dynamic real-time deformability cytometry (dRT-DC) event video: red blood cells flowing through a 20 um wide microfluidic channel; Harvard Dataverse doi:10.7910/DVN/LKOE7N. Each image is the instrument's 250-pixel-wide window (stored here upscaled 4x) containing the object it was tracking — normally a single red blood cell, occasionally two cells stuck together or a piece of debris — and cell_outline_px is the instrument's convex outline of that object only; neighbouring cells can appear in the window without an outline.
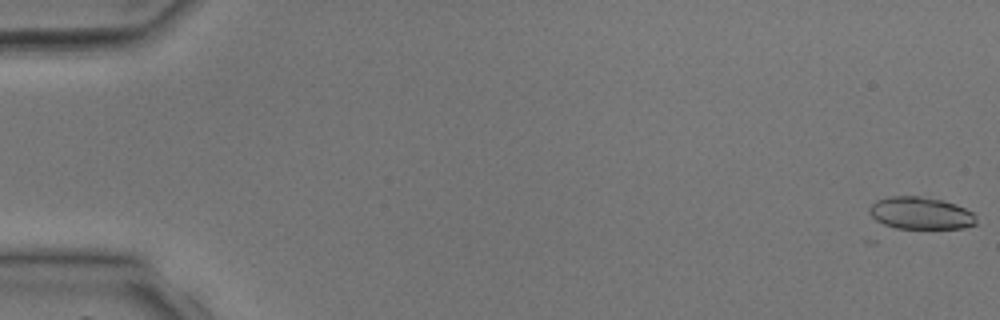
{"species": "common noctule bat (a hibernating species)", "species_latin": "Nyctalus noctula", "temperature_condition": "room temperature", "stored_images_in_passage": 5, "camera_frame_rate_fps": 3000, "um_per_image_px": 0.085, "animal": {"sex": "male", "body_mass_g": 17.9, "forearm_length_mm": 54.2}, "frame": {"image": 1, "passage_image": 1, "time_ms": 0.0, "image_size_px": [1000, 320], "cell_outline_px": [[976, 224], [964, 228], [896, 228], [884, 224], [876, 220], [868, 212], [868, 208], [876, 200], [892, 196], [916, 196], [944, 200], [956, 204], [972, 212], [976, 216]], "centroid_in_image_um": [78.26, 18.11], "position_along_channel_um": 6.7, "area_um2": 20.06}}
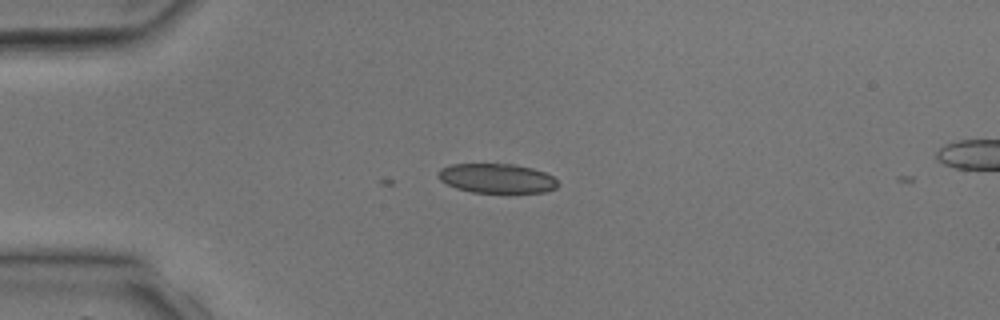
{"frame": {"image": 2, "passage_image": 4, "time_ms": 3.333, "image_size_px": [1000, 320], "cell_outline_px": [[560, 184], [556, 188], [544, 192], [472, 192], [456, 188], [440, 180], [436, 176], [440, 168], [452, 164], [512, 164], [532, 168], [544, 172], [552, 176]], "centroid_in_image_um": [42.21, 15.15], "position_along_channel_um": 42.8, "area_um2": 20.46}}